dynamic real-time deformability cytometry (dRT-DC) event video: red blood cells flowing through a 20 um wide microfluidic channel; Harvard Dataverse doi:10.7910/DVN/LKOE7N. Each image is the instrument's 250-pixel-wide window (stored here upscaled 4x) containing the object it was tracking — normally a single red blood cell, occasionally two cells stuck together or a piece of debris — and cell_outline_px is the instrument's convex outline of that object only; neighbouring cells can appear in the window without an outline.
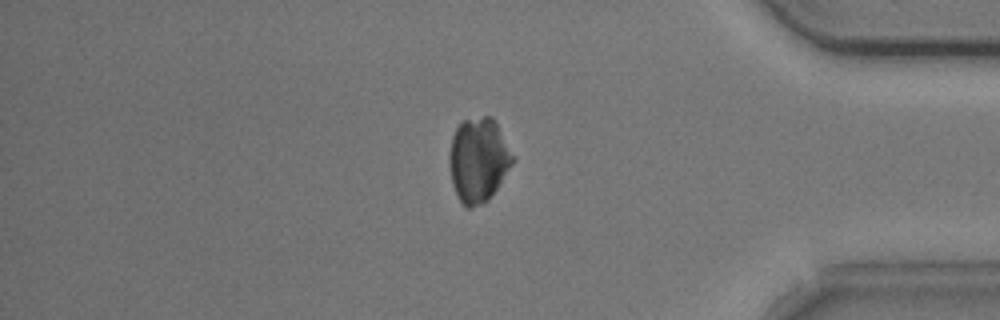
{"species": "common noctule bat (a hibernating species)", "species_latin": "Nyctalus noctula", "temperature_condition": "cold", "stored_images_in_passage": 47, "camera_frame_rate_fps": 3000, "um_per_image_px": 0.085, "animal": {"sex": "male", "body_mass_g": 20.5, "forearm_length_mm": 52.5}, "frame": {"image": 1, "passage_image": 44, "time_ms": 14.333, "image_size_px": [1000, 320], "cell_outline_px": [[516, 160], [488, 200], [484, 204], [472, 208], [468, 208], [460, 200], [452, 184], [448, 164], [448, 156], [452, 136], [456, 128], [464, 120], [484, 116], [492, 116], [516, 156]], "centroid_in_image_um": [40.68, 13.59], "position_along_channel_um": 394.5, "area_um2": 31.5}}